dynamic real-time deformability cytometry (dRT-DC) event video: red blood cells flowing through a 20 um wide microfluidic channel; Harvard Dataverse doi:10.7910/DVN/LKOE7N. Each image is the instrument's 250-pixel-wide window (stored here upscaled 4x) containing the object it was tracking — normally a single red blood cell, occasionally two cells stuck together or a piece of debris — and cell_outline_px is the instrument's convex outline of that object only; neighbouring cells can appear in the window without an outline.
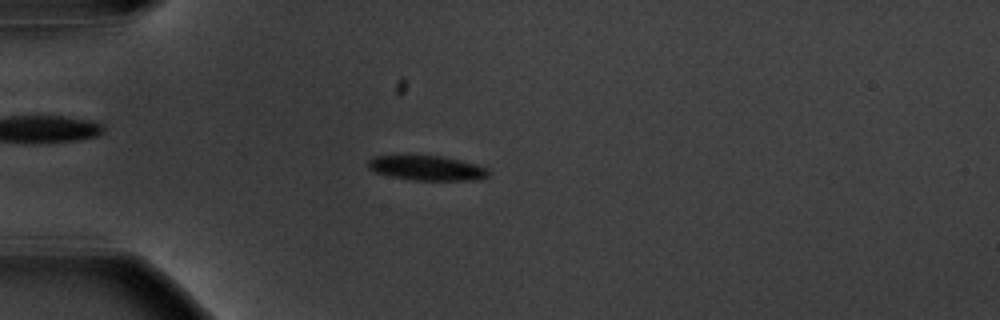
{"species": "common noctule bat (a hibernating species)", "species_latin": "Nyctalus noctula", "temperature_condition": "warm", "stored_images_in_passage": 56, "camera_frame_rate_fps": 3000, "um_per_image_px": 0.085, "animal": {"sex": "male", "body_mass_g": 20.1, "forearm_length_mm": 53.5}, "frame": {"image": 1, "passage_image": 16, "time_ms": 5.0, "image_size_px": [1000, 320], "cell_outline_px": [[488, 176], [468, 180], [416, 180], [392, 176], [376, 172], [368, 168], [368, 160], [376, 156], [444, 156], [476, 164], [488, 168]], "centroid_in_image_um": [36.29, 14.27], "position_along_channel_um": 48.7, "area_um2": 16.99}}
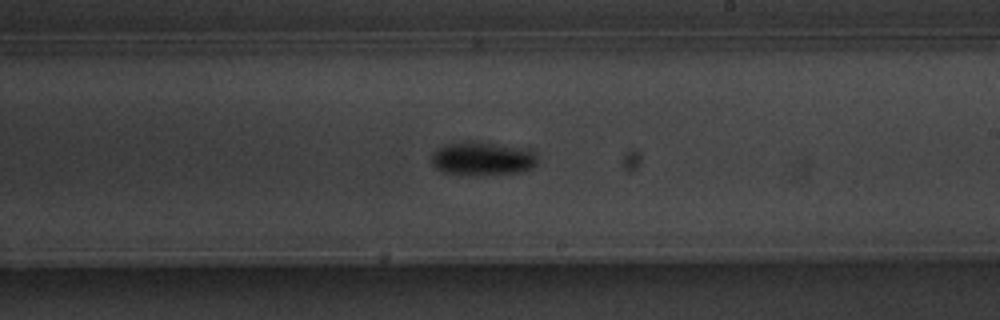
{"frame": {"image": 2, "passage_image": 34, "time_ms": 11.0, "image_size_px": [1000, 320], "cell_outline_px": [[540, 160], [532, 168], [524, 172], [444, 172], [436, 168], [432, 164], [432, 156], [440, 148], [448, 144], [496, 144], [536, 152]], "centroid_in_image_um": [41.1, 13.49], "position_along_channel_um": 247.9, "area_um2": 18.9}}
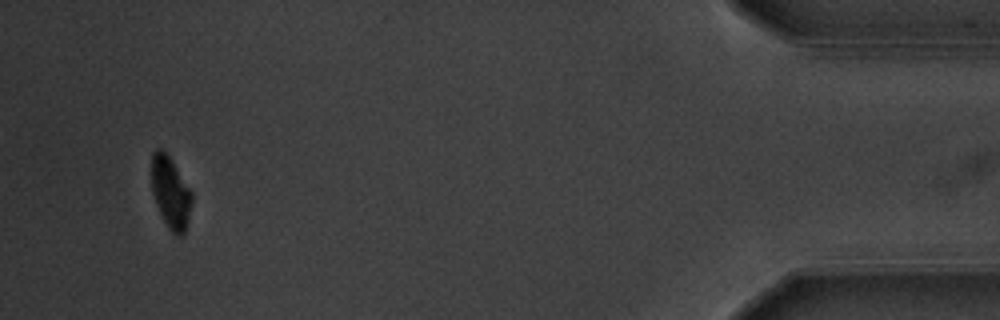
{"frame": {"image": 3, "passage_image": 54, "time_ms": 17.667, "image_size_px": [1000, 320], "cell_outline_px": [[192, 200], [188, 220], [184, 236], [176, 236], [168, 228], [156, 204], [152, 192], [152, 152], [156, 148], [160, 148], [172, 160], [192, 192]], "centroid_in_image_um": [14.51, 16.39], "position_along_channel_um": 420.7, "area_um2": 16.76}, "authors_computed_cell_mechanics": {"area_um2": 18.0625, "velocity_mm_per_s": 3.6301, "shape_relaxation_time_tau1_ms": 2.058, "shape_relaxation_time_tau2_ms": null, "deformation_change_tau1": 0.109, "deformation_change_tau2": null}}